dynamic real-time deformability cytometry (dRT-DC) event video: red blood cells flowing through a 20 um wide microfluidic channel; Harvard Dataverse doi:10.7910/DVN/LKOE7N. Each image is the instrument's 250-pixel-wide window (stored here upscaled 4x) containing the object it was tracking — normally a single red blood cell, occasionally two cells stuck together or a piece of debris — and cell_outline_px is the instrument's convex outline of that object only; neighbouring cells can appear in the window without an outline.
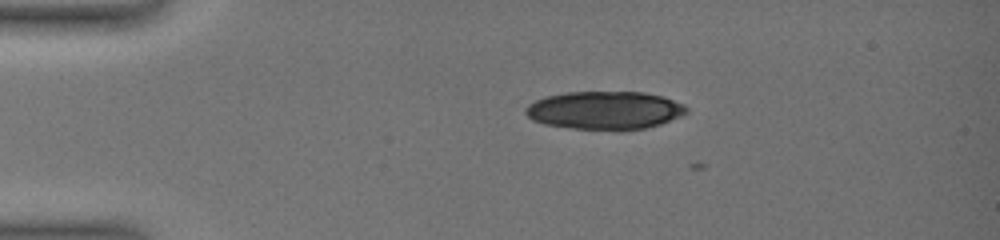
{"species": "common noctule bat (a hibernating species)", "species_latin": "Nyctalus noctula", "temperature_condition": "warm", "stored_images_in_passage": 7, "camera_frame_rate_fps": 3000, "um_per_image_px": 0.085, "animal": {"sex": "female", "body_mass_g": 19.0, "forearm_length_mm": 51.5}, "frame": {"image": 1, "passage_image": 5, "time_ms": 1.0, "image_size_px": [1000, 240], "cell_outline_px": [[688, 112], [680, 116], [660, 124], [648, 128], [620, 132], [616, 132], [572, 128], [544, 124], [532, 120], [524, 112], [524, 108], [528, 104], [544, 96], [568, 92], [644, 92], [664, 96], [684, 104], [688, 108]], "centroid_in_image_um": [51.42, 9.4], "position_along_channel_um": 33.6, "area_um2": 36.53}}